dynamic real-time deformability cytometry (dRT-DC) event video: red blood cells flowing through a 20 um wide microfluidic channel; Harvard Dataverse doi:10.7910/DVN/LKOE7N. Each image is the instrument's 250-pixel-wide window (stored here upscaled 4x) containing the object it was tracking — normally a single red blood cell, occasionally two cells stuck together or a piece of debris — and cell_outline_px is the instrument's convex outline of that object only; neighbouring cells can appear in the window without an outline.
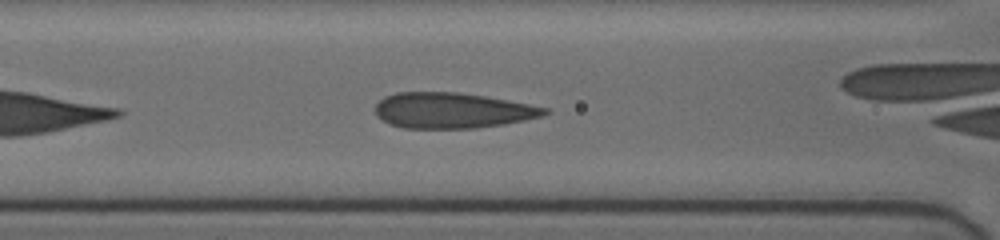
{"species": "human", "species_latin": "Homo sapiens", "temperature_condition": "cold", "stored_images_in_passage": 29, "camera_frame_rate_fps": 3000, "um_per_image_px": 0.085, "donor": {"sex": "female"}, "frame": {"image": 1, "passage_image": 5, "time_ms": 1.333, "image_size_px": [1000, 240], "cell_outline_px": [[552, 112], [544, 116], [504, 124], [476, 128], [404, 128], [388, 124], [376, 116], [376, 104], [384, 96], [396, 92], [456, 92], [484, 96], [528, 104], [548, 108]], "centroid_in_image_um": [38.43, 9.39], "position_along_channel_um": 128.2, "area_um2": 35.2}, "authors_computed_cell_mechanics": {"area_um2": 35.2002, "velocity_mm_per_s": 3.7285, "shape_relaxation_time_tau1_ms": 6.0526, "shape_relaxation_time_tau2_ms": null, "deformation_change_tau1": 0.1773, "deformation_change_tau2": null}}